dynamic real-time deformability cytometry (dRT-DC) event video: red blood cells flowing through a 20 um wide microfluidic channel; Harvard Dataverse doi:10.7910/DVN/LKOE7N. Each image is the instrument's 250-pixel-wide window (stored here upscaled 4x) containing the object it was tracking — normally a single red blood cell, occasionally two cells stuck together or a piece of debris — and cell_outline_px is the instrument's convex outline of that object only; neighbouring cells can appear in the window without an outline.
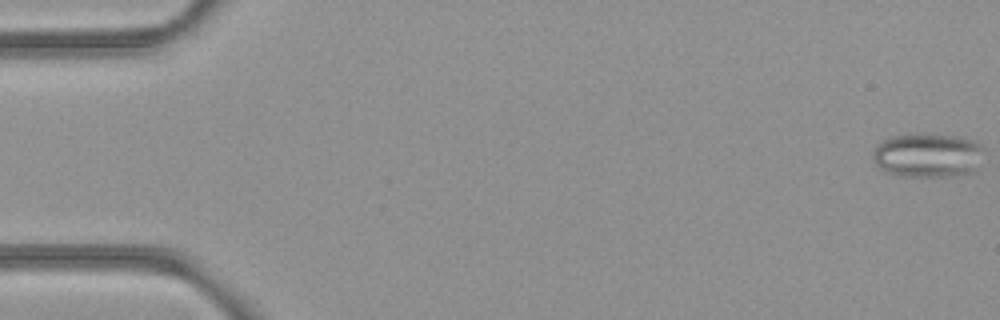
{"species": "common noctule bat (a hibernating species)", "species_latin": "Nyctalus noctula", "temperature_condition": "room temperature", "stored_images_in_passage": 14, "camera_frame_rate_fps": 3000, "um_per_image_px": 0.085, "animal": {"sex": "female", "body_mass_g": 21.9}, "frame": {"image": 1, "passage_image": 1, "time_ms": 0.0, "image_size_px": [1000, 320], "cell_outline_px": [[984, 148], [976, 168], [972, 172], [948, 176], [904, 176], [884, 172], [872, 160], [872, 152], [876, 144], [892, 136], [908, 132], [924, 132], [960, 136], [976, 140]], "centroid_in_image_um": [78.82, 13.15], "position_along_channel_um": 6.2, "area_um2": 29.36}}